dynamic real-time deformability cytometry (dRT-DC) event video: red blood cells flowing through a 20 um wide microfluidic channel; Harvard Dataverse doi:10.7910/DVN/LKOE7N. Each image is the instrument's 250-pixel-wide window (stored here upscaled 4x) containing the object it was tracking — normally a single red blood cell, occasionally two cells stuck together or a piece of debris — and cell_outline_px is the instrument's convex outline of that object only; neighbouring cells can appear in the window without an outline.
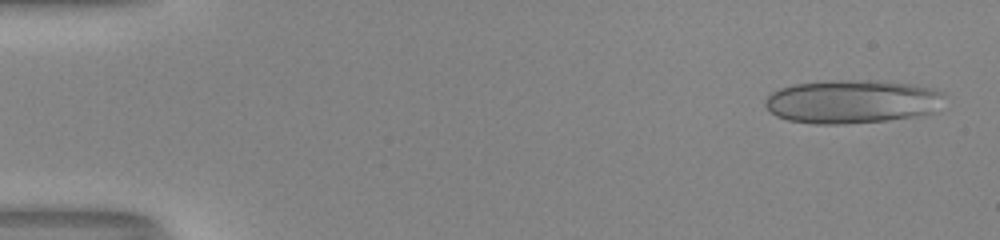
{"species": "human", "species_latin": "Homo sapiens", "temperature_condition": "room temperature", "stored_images_in_passage": 52, "camera_frame_rate_fps": 3000, "um_per_image_px": 0.085, "donor": {"sex": "male"}, "frame": {"image": 1, "passage_image": 2, "time_ms": 0.333, "image_size_px": [1000, 240], "cell_outline_px": [[944, 92], [936, 112], [916, 116], [888, 120], [844, 124], [816, 124], [788, 120], [776, 116], [764, 104], [764, 100], [772, 92], [780, 88], [792, 84], [828, 80], [872, 80], [912, 84]], "centroid_in_image_um": [72.39, 8.63], "position_along_channel_um": 12.6, "area_um2": 45.55}}
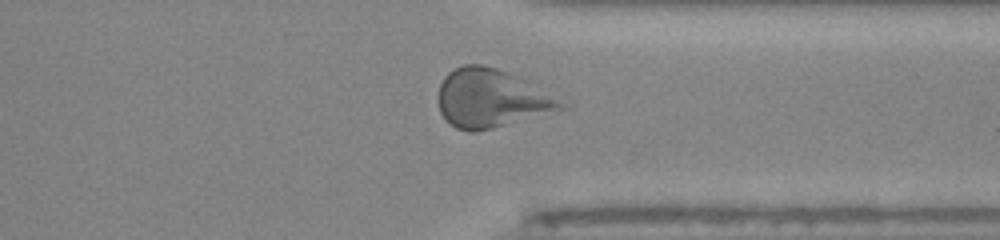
{"frame": {"image": 2, "passage_image": 40, "time_ms": 13.0, "image_size_px": [1000, 240], "cell_outline_px": [[572, 104], [568, 108], [492, 128], [476, 132], [468, 132], [456, 128], [440, 112], [436, 100], [440, 84], [444, 76], [448, 72], [464, 64], [480, 64], [496, 68], [508, 72]], "centroid_in_image_um": [41.77, 8.37], "position_along_channel_um": 369.6, "area_um2": 41.96}}
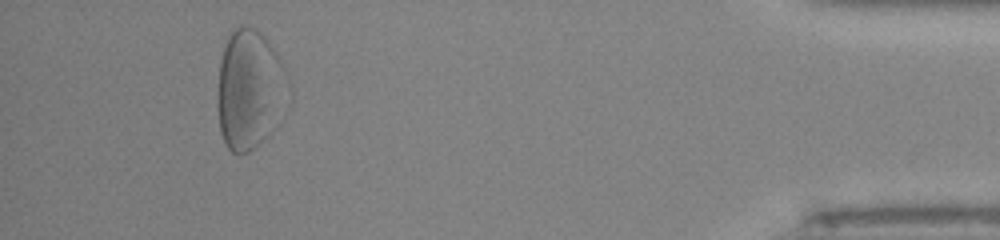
{"frame": {"image": 3, "passage_image": 48, "time_ms": 15.667, "image_size_px": [1000, 240], "cell_outline_px": [[284, 68], [272, 128], [268, 136], [248, 152], [232, 152], [228, 148], [220, 132], [216, 104], [220, 60], [228, 36], [236, 28], [252, 28], [264, 36], [276, 52]], "centroid_in_image_um": [21.04, 7.6], "position_along_channel_um": 414.2, "area_um2": 46.24}, "authors_computed_cell_mechanics": {"area_um2": 40.6334, "velocity_mm_per_s": 4.0115, "shape_relaxation_time_tau1_ms": 10.877, "shape_relaxation_time_tau2_ms": 1.3002, "deformation_change_tau1": 0.3255, "deformation_change_tau2": 0.0742}}